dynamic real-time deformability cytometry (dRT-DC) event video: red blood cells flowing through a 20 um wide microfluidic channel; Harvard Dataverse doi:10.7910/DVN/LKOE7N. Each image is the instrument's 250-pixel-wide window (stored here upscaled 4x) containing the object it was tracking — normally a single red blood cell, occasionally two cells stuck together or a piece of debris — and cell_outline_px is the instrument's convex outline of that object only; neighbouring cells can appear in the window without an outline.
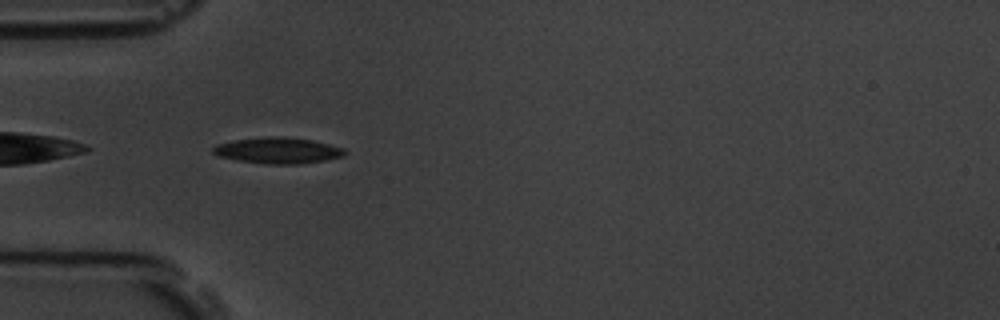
{"species": "common noctule bat (a hibernating species)", "species_latin": "Nyctalus noctula", "temperature_condition": "room temperature", "stored_images_in_passage": 5, "camera_frame_rate_fps": 3000, "um_per_image_px": 0.085, "animal": {"sex": "male", "body_mass_g": 19.5, "forearm_length_mm": 54.6}, "frame": {"image": 1, "passage_image": 4, "time_ms": 4.333, "image_size_px": [1000, 320], "cell_outline_px": [[348, 152], [344, 156], [324, 160], [300, 164], [264, 164], [216, 156], [212, 152], [212, 148], [216, 144], [232, 140], [268, 136], [284, 136], [312, 140], [344, 148]], "centroid_in_image_um": [23.61, 12.78], "position_along_channel_um": 61.4, "area_um2": 20.17}}
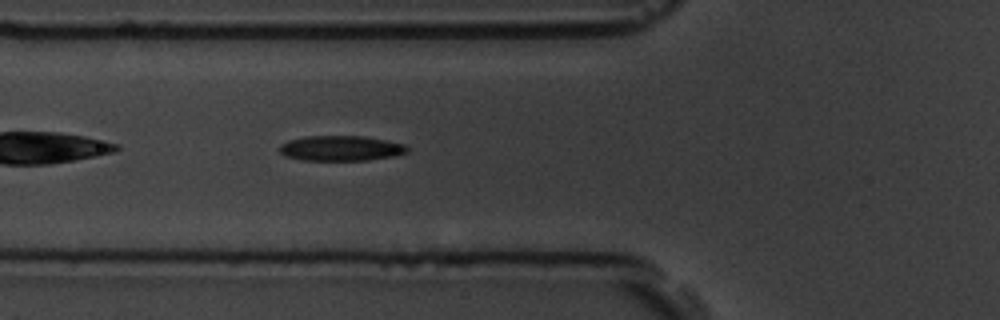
{"frame": {"image": 2, "passage_image": 5, "time_ms": 5.333, "image_size_px": [1000, 320], "cell_outline_px": [[408, 152], [392, 156], [368, 160], [304, 160], [284, 156], [280, 152], [280, 144], [288, 140], [304, 136], [364, 136], [404, 144], [408, 148]], "centroid_in_image_um": [28.94, 12.6], "position_along_channel_um": 96.9, "area_um2": 18.67}}